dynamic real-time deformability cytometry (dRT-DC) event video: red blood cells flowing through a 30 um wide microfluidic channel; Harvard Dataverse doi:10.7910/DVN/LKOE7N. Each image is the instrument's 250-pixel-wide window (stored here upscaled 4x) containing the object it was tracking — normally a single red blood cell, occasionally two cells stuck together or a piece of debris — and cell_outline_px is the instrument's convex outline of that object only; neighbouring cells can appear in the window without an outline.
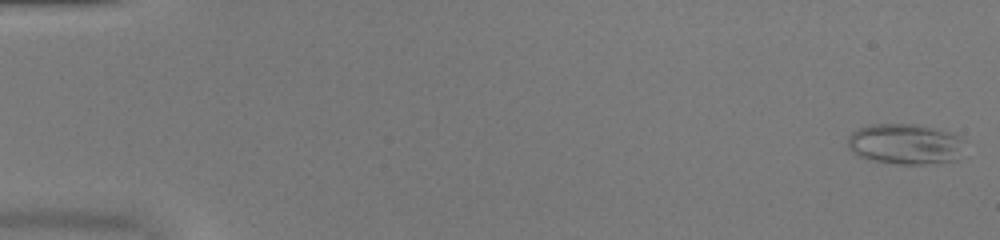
{"species": "common noctule bat (a hibernating species)", "species_latin": "Nyctalus noctula", "temperature_condition": "warm", "stored_images_in_passage": 50, "camera_frame_rate_fps": 3000, "um_per_image_px": 0.085, "animal": {"sex": "female", "body_mass_g": 20.0, "forearm_length_mm": 54.0}, "frame": {"image": 1, "passage_image": 1, "time_ms": 0.0, "image_size_px": [1000, 240], "cell_outline_px": [[968, 140], [956, 160], [924, 164], [896, 164], [868, 160], [852, 152], [848, 148], [848, 136], [852, 132], [860, 128], [872, 124], [916, 124], [948, 132], [960, 136]], "centroid_in_image_um": [76.96, 12.25], "position_along_channel_um": 8.0, "area_um2": 27.86}}
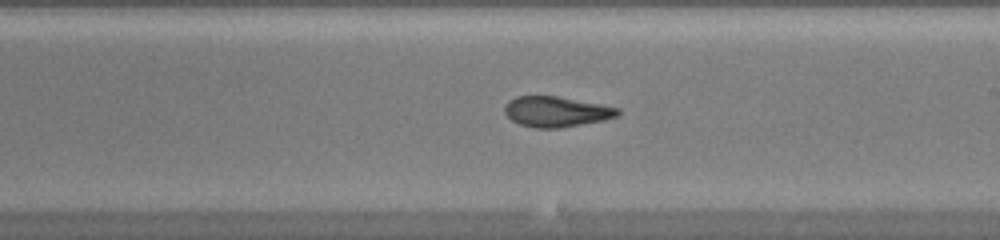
{"frame": {"image": 2, "passage_image": 30, "time_ms": 9.667, "image_size_px": [1000, 240], "cell_outline_px": [[620, 116], [604, 120], [560, 128], [536, 128], [520, 124], [512, 120], [504, 112], [504, 104], [508, 100], [516, 96], [556, 96], [600, 104], [620, 108]], "centroid_in_image_um": [47.28, 9.49], "position_along_channel_um": 241.7, "area_um2": 20.11}}
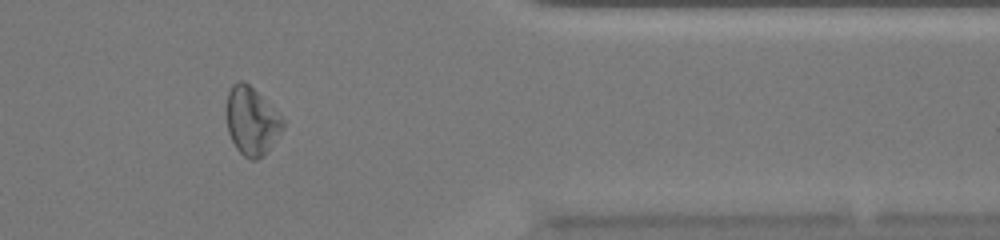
{"frame": {"image": 3, "passage_image": 42, "time_ms": 13.667, "image_size_px": [1000, 240], "cell_outline_px": [[284, 128], [268, 148], [256, 160], [252, 160], [244, 156], [236, 148], [228, 132], [224, 112], [228, 92], [232, 84], [240, 80], [244, 80], [284, 120]], "centroid_in_image_um": [21.32, 10.26], "position_along_channel_um": 390.1, "area_um2": 22.02}, "authors_computed_cell_mechanics": {"area_um2": 22.1085, "velocity_mm_per_s": 4.1368, "shape_relaxation_time_tau1_ms": null, "shape_relaxation_time_tau2_ms": 6.9974, "deformation_change_tau1": null, "deformation_change_tau2": 0.176}}